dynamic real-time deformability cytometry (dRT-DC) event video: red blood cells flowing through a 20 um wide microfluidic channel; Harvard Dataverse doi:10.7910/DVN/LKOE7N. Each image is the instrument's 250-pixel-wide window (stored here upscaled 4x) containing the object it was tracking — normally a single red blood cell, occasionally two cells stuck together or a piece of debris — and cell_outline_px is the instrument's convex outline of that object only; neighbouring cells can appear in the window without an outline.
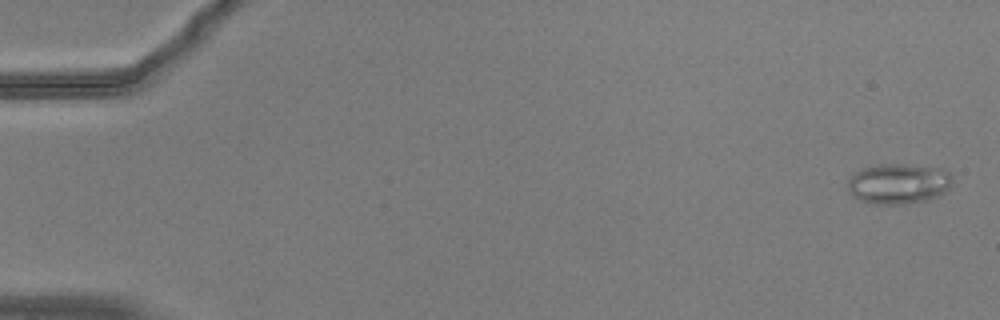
{"species": "common noctule bat (a hibernating species)", "species_latin": "Nyctalus noctula", "temperature_condition": "warm", "stored_images_in_passage": 55, "camera_frame_rate_fps": 3000, "um_per_image_px": 0.085, "animal": {"sex": "male", "body_mass_g": 20.5, "forearm_length_mm": 52.5}, "frame": {"image": 1, "passage_image": 2, "time_ms": 0.333, "image_size_px": [1000, 320], "cell_outline_px": [[952, 180], [948, 188], [944, 192], [936, 196], [924, 200], [904, 204], [876, 204], [860, 200], [852, 196], [848, 188], [848, 180], [856, 172], [864, 168], [876, 164], [904, 164], [940, 168], [948, 172], [952, 176]], "centroid_in_image_um": [76.35, 15.6], "position_along_channel_um": 8.6, "area_um2": 24.39}}
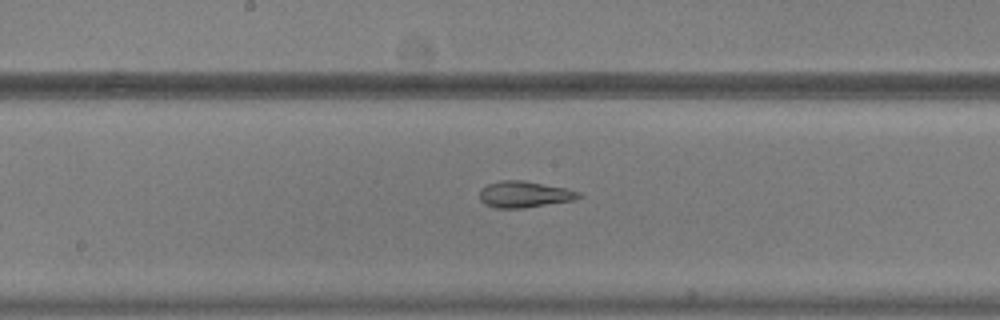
{"frame": {"image": 2, "passage_image": 30, "time_ms": 9.667, "image_size_px": [1000, 320], "cell_outline_px": [[584, 196], [572, 200], [524, 208], [496, 208], [484, 204], [480, 200], [480, 188], [488, 184], [500, 180], [524, 180], [564, 188], [580, 192]], "centroid_in_image_um": [44.54, 16.52], "position_along_channel_um": 203.7, "area_um2": 15.2}}
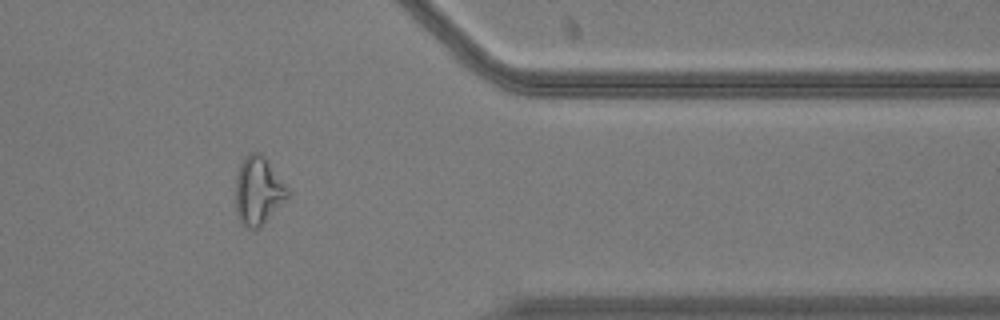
{"frame": {"image": 3, "passage_image": 46, "time_ms": 15.0, "image_size_px": [1000, 320], "cell_outline_px": [[292, 196], [288, 200], [256, 228], [248, 228], [240, 220], [236, 212], [236, 176], [240, 164], [244, 156], [248, 152], [260, 152], [264, 156], [284, 184]], "centroid_in_image_um": [21.95, 16.18], "position_along_channel_um": 389.5, "area_um2": 20.4}, "authors_computed_cell_mechanics": {"area_um2": 19.074, "velocity_mm_per_s": 3.7516, "shape_relaxation_time_tau1_ms": null, "shape_relaxation_time_tau2_ms": 2.338, "deformation_change_tau1": null, "deformation_change_tau2": 0.0939}}